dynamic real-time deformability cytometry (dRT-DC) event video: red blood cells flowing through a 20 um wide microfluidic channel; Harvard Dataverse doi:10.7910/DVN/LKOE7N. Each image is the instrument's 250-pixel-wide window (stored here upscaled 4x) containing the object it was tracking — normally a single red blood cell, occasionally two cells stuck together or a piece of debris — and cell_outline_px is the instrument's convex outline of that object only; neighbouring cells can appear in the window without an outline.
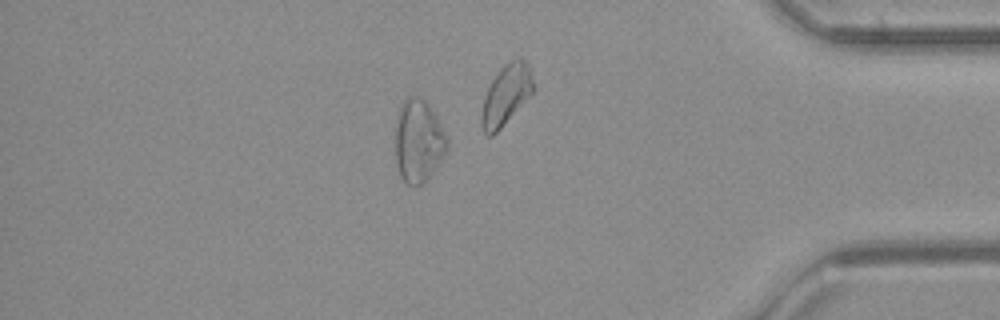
{"species": "common noctule bat (a hibernating species)", "species_latin": "Nyctalus noctula", "temperature_condition": "cold", "stored_images_in_passage": 40, "camera_frame_rate_fps": 3000, "um_per_image_px": 0.085, "animal": {"sex": "female", "body_mass_g": 21.9}, "frame": {"image": 1, "passage_image": 34, "time_ms": 11.0, "image_size_px": [1000, 320], "cell_outline_px": [[448, 148], [432, 172], [416, 188], [404, 184], [400, 176], [396, 164], [396, 120], [400, 104], [408, 96], [420, 96], [428, 104], [436, 116], [448, 136]], "centroid_in_image_um": [35.55, 11.98], "position_along_channel_um": 399.6, "area_um2": 25.14}}